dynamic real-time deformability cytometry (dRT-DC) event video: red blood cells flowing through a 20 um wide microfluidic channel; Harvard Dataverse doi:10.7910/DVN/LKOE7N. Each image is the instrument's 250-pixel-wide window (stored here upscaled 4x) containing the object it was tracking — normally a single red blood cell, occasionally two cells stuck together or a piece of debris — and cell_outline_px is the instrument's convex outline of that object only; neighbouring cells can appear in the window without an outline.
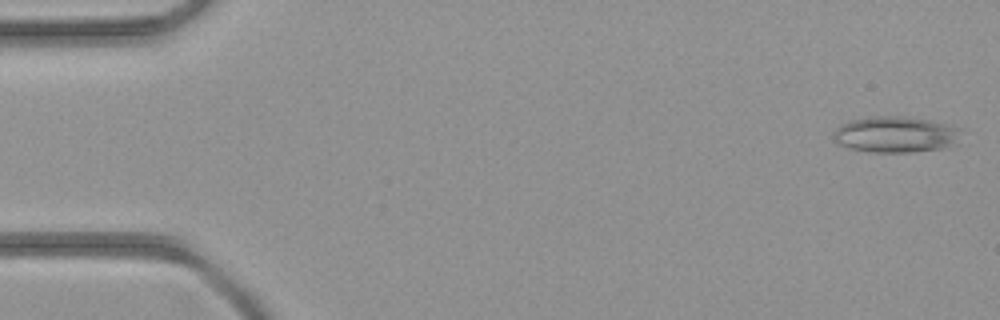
{"species": "common noctule bat (a hibernating species)", "species_latin": "Nyctalus noctula", "temperature_condition": "room temperature", "stored_images_in_passage": 44, "camera_frame_rate_fps": 3000, "um_per_image_px": 0.085, "animal": {"sex": "female", "body_mass_g": 21.9}, "frame": {"image": 1, "passage_image": 2, "time_ms": 0.333, "image_size_px": [1000, 320], "cell_outline_px": [[956, 144], [944, 148], [912, 152], [872, 152], [848, 148], [832, 140], [832, 132], [840, 124], [852, 120], [876, 116], [896, 116], [932, 120], [956, 128]], "centroid_in_image_um": [76.02, 11.44], "position_along_channel_um": 9.0, "area_um2": 26.53}}
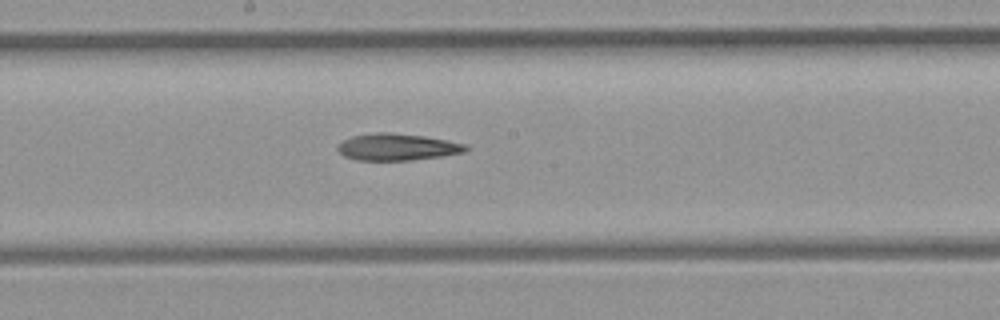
{"frame": {"image": 2, "passage_image": 24, "time_ms": 7.667, "image_size_px": [1000, 320], "cell_outline_px": [[468, 148], [464, 152], [444, 156], [408, 160], [356, 160], [344, 156], [336, 148], [344, 140], [352, 136], [376, 132], [388, 132], [424, 136], [468, 144]], "centroid_in_image_um": [33.78, 12.49], "position_along_channel_um": 214.4, "area_um2": 19.94}}
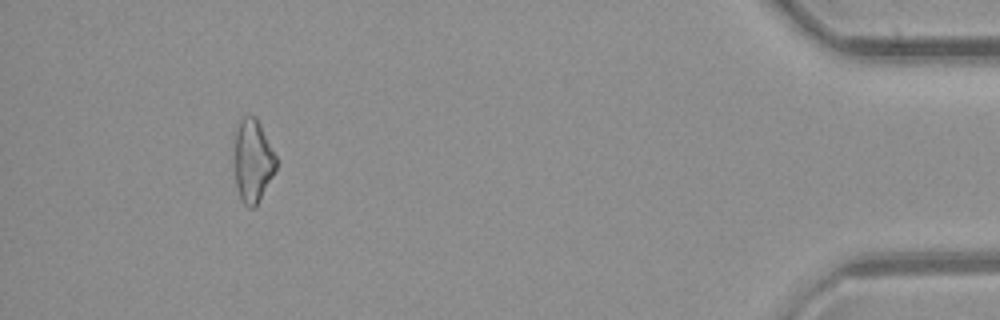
{"frame": {"image": 3, "passage_image": 41, "time_ms": 13.333, "image_size_px": [1000, 320], "cell_outline_px": [[276, 168], [272, 176], [256, 204], [252, 208], [248, 208], [240, 200], [236, 184], [236, 128], [240, 120], [244, 116], [256, 116], [276, 156]], "centroid_in_image_um": [21.49, 13.66], "position_along_channel_um": 413.7, "area_um2": 19.54}}